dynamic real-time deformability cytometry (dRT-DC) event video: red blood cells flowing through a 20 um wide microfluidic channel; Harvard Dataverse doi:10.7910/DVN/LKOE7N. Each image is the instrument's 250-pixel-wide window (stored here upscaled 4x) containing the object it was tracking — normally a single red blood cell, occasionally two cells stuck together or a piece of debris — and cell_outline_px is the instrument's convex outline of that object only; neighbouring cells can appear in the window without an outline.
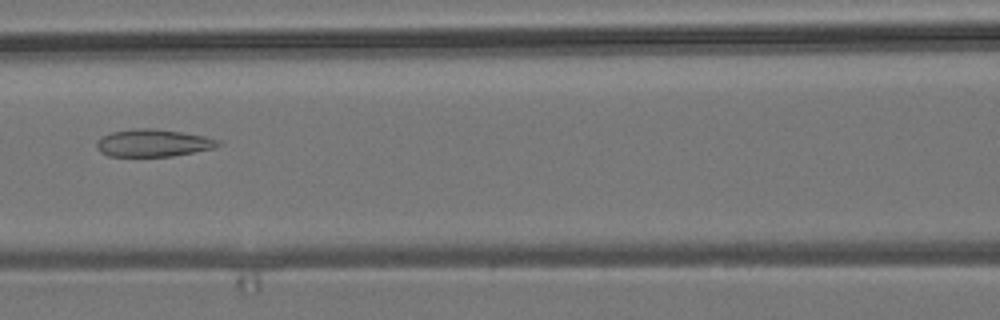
{"species": "common noctule bat (a hibernating species)", "species_latin": "Nyctalus noctula", "temperature_condition": "room temperature", "stored_images_in_passage": 55, "camera_frame_rate_fps": 3000, "um_per_image_px": 0.085, "animal": {"sex": "male", "body_mass_g": 19.2, "forearm_length_mm": 51.8}, "frame": {"image": 1, "passage_image": 25, "time_ms": 8.0, "image_size_px": [1000, 320], "cell_outline_px": [[224, 144], [216, 148], [172, 156], [108, 156], [100, 152], [96, 148], [96, 140], [100, 136], [112, 132], [136, 128], [152, 128], [180, 132], [204, 136], [220, 140]], "centroid_in_image_um": [13.02, 12.15], "position_along_channel_um": 153.6, "area_um2": 19.59}}
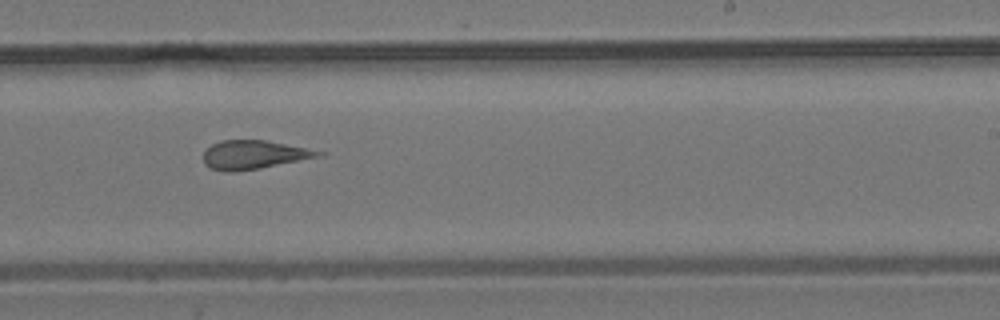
{"frame": {"image": 2, "passage_image": 34, "time_ms": 11.0, "image_size_px": [1000, 320], "cell_outline_px": [[328, 152], [324, 156], [260, 168], [236, 172], [224, 172], [212, 168], [204, 164], [204, 152], [212, 144], [220, 140], [268, 140]], "centroid_in_image_um": [21.63, 13.15], "position_along_channel_um": 267.4, "area_um2": 19.48}}
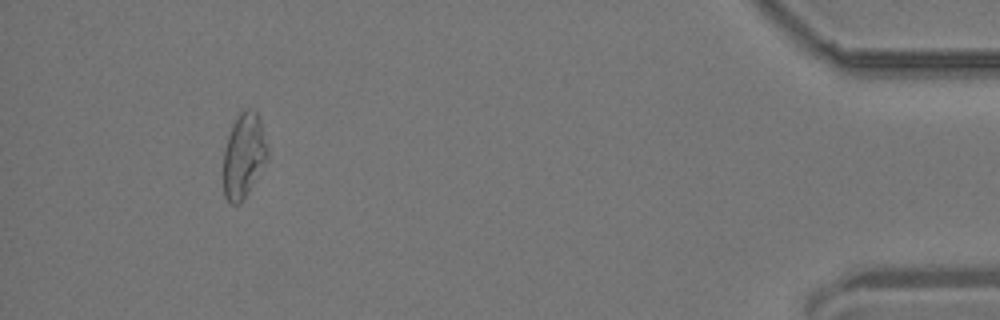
{"frame": {"image": 3, "passage_image": 51, "time_ms": 16.667, "image_size_px": [1000, 320], "cell_outline_px": [[268, 160], [240, 204], [232, 204], [224, 196], [224, 148], [232, 124], [236, 116], [244, 108], [252, 108], [256, 112], [260, 120], [268, 148]], "centroid_in_image_um": [20.73, 13.19], "position_along_channel_um": 414.5, "area_um2": 21.85}, "authors_computed_cell_mechanics": {"area_um2": 21.7328, "velocity_mm_per_s": 3.8099, "shape_relaxation_time_tau1_ms": null, "shape_relaxation_time_tau2_ms": 2.8581, "deformation_change_tau1": null, "deformation_change_tau2": 0.1461}}